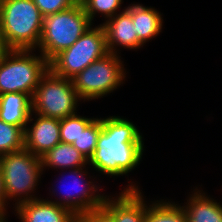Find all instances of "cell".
<instances>
[{
	"label": "cell",
	"mask_w": 222,
	"mask_h": 222,
	"mask_svg": "<svg viewBox=\"0 0 222 222\" xmlns=\"http://www.w3.org/2000/svg\"><path fill=\"white\" fill-rule=\"evenodd\" d=\"M42 170L46 168L70 170L87 167L88 160L72 144L59 142L41 156Z\"/></svg>",
	"instance_id": "cell-17"
},
{
	"label": "cell",
	"mask_w": 222,
	"mask_h": 222,
	"mask_svg": "<svg viewBox=\"0 0 222 222\" xmlns=\"http://www.w3.org/2000/svg\"><path fill=\"white\" fill-rule=\"evenodd\" d=\"M68 174L73 180V185L69 186L68 189L65 186L63 188L64 192H59V194L62 195L59 197L57 195V198L59 199H56L55 197L54 201L52 199L48 201L54 202L57 205L64 206L77 215L102 207L106 195L105 193L99 194L101 190L100 185H98L94 180L89 179L92 176L89 175L90 173H88L86 167L70 169Z\"/></svg>",
	"instance_id": "cell-9"
},
{
	"label": "cell",
	"mask_w": 222,
	"mask_h": 222,
	"mask_svg": "<svg viewBox=\"0 0 222 222\" xmlns=\"http://www.w3.org/2000/svg\"><path fill=\"white\" fill-rule=\"evenodd\" d=\"M20 222H78V215L47 199L38 198L14 208Z\"/></svg>",
	"instance_id": "cell-13"
},
{
	"label": "cell",
	"mask_w": 222,
	"mask_h": 222,
	"mask_svg": "<svg viewBox=\"0 0 222 222\" xmlns=\"http://www.w3.org/2000/svg\"><path fill=\"white\" fill-rule=\"evenodd\" d=\"M43 16L33 0H0V21L10 49L37 50Z\"/></svg>",
	"instance_id": "cell-2"
},
{
	"label": "cell",
	"mask_w": 222,
	"mask_h": 222,
	"mask_svg": "<svg viewBox=\"0 0 222 222\" xmlns=\"http://www.w3.org/2000/svg\"><path fill=\"white\" fill-rule=\"evenodd\" d=\"M123 63L119 54L109 52L77 73L71 80L79 98L91 101L114 92L127 76Z\"/></svg>",
	"instance_id": "cell-6"
},
{
	"label": "cell",
	"mask_w": 222,
	"mask_h": 222,
	"mask_svg": "<svg viewBox=\"0 0 222 222\" xmlns=\"http://www.w3.org/2000/svg\"><path fill=\"white\" fill-rule=\"evenodd\" d=\"M94 119V117L88 118L78 114L60 119L61 142L72 144Z\"/></svg>",
	"instance_id": "cell-21"
},
{
	"label": "cell",
	"mask_w": 222,
	"mask_h": 222,
	"mask_svg": "<svg viewBox=\"0 0 222 222\" xmlns=\"http://www.w3.org/2000/svg\"><path fill=\"white\" fill-rule=\"evenodd\" d=\"M7 206H8V201L5 193L4 179L2 176V169L0 165V215L1 216H7L6 215L8 213Z\"/></svg>",
	"instance_id": "cell-25"
},
{
	"label": "cell",
	"mask_w": 222,
	"mask_h": 222,
	"mask_svg": "<svg viewBox=\"0 0 222 222\" xmlns=\"http://www.w3.org/2000/svg\"><path fill=\"white\" fill-rule=\"evenodd\" d=\"M8 217L7 216H1L0 217V222H8ZM7 220V221H6Z\"/></svg>",
	"instance_id": "cell-27"
},
{
	"label": "cell",
	"mask_w": 222,
	"mask_h": 222,
	"mask_svg": "<svg viewBox=\"0 0 222 222\" xmlns=\"http://www.w3.org/2000/svg\"><path fill=\"white\" fill-rule=\"evenodd\" d=\"M194 191V192H193ZM183 205L187 222H222V205L197 187Z\"/></svg>",
	"instance_id": "cell-14"
},
{
	"label": "cell",
	"mask_w": 222,
	"mask_h": 222,
	"mask_svg": "<svg viewBox=\"0 0 222 222\" xmlns=\"http://www.w3.org/2000/svg\"><path fill=\"white\" fill-rule=\"evenodd\" d=\"M85 13L88 15L91 23H94L96 14H102L107 21L109 18L114 17L117 13H120L123 0H79Z\"/></svg>",
	"instance_id": "cell-22"
},
{
	"label": "cell",
	"mask_w": 222,
	"mask_h": 222,
	"mask_svg": "<svg viewBox=\"0 0 222 222\" xmlns=\"http://www.w3.org/2000/svg\"><path fill=\"white\" fill-rule=\"evenodd\" d=\"M35 50L10 49L0 57V95L22 92L30 96L48 71L49 62Z\"/></svg>",
	"instance_id": "cell-5"
},
{
	"label": "cell",
	"mask_w": 222,
	"mask_h": 222,
	"mask_svg": "<svg viewBox=\"0 0 222 222\" xmlns=\"http://www.w3.org/2000/svg\"><path fill=\"white\" fill-rule=\"evenodd\" d=\"M0 165L8 204L14 199L13 208H16L21 203L41 198L34 194L43 174L41 157L24 148L0 156Z\"/></svg>",
	"instance_id": "cell-4"
},
{
	"label": "cell",
	"mask_w": 222,
	"mask_h": 222,
	"mask_svg": "<svg viewBox=\"0 0 222 222\" xmlns=\"http://www.w3.org/2000/svg\"><path fill=\"white\" fill-rule=\"evenodd\" d=\"M24 149V130L0 119V156Z\"/></svg>",
	"instance_id": "cell-19"
},
{
	"label": "cell",
	"mask_w": 222,
	"mask_h": 222,
	"mask_svg": "<svg viewBox=\"0 0 222 222\" xmlns=\"http://www.w3.org/2000/svg\"><path fill=\"white\" fill-rule=\"evenodd\" d=\"M32 113V98L25 93L0 95V119L21 127L24 131Z\"/></svg>",
	"instance_id": "cell-16"
},
{
	"label": "cell",
	"mask_w": 222,
	"mask_h": 222,
	"mask_svg": "<svg viewBox=\"0 0 222 222\" xmlns=\"http://www.w3.org/2000/svg\"><path fill=\"white\" fill-rule=\"evenodd\" d=\"M28 123H32V125H26L24 131V148L32 154L41 157L61 142L60 119L44 117L32 112Z\"/></svg>",
	"instance_id": "cell-11"
},
{
	"label": "cell",
	"mask_w": 222,
	"mask_h": 222,
	"mask_svg": "<svg viewBox=\"0 0 222 222\" xmlns=\"http://www.w3.org/2000/svg\"><path fill=\"white\" fill-rule=\"evenodd\" d=\"M147 202L145 222H187L183 206L166 199ZM153 202V203H152Z\"/></svg>",
	"instance_id": "cell-18"
},
{
	"label": "cell",
	"mask_w": 222,
	"mask_h": 222,
	"mask_svg": "<svg viewBox=\"0 0 222 222\" xmlns=\"http://www.w3.org/2000/svg\"><path fill=\"white\" fill-rule=\"evenodd\" d=\"M78 222H114V220L103 207H100L79 214Z\"/></svg>",
	"instance_id": "cell-24"
},
{
	"label": "cell",
	"mask_w": 222,
	"mask_h": 222,
	"mask_svg": "<svg viewBox=\"0 0 222 222\" xmlns=\"http://www.w3.org/2000/svg\"><path fill=\"white\" fill-rule=\"evenodd\" d=\"M101 25L105 31L107 49L111 53L120 54L118 51L120 47L137 50L144 46L138 39L131 15L125 7Z\"/></svg>",
	"instance_id": "cell-12"
},
{
	"label": "cell",
	"mask_w": 222,
	"mask_h": 222,
	"mask_svg": "<svg viewBox=\"0 0 222 222\" xmlns=\"http://www.w3.org/2000/svg\"><path fill=\"white\" fill-rule=\"evenodd\" d=\"M125 10L131 15L138 39L144 45L162 32L164 20L162 14L154 7L131 3Z\"/></svg>",
	"instance_id": "cell-15"
},
{
	"label": "cell",
	"mask_w": 222,
	"mask_h": 222,
	"mask_svg": "<svg viewBox=\"0 0 222 222\" xmlns=\"http://www.w3.org/2000/svg\"><path fill=\"white\" fill-rule=\"evenodd\" d=\"M108 53L103 26H90L71 47L49 62V69L60 77L71 79Z\"/></svg>",
	"instance_id": "cell-8"
},
{
	"label": "cell",
	"mask_w": 222,
	"mask_h": 222,
	"mask_svg": "<svg viewBox=\"0 0 222 222\" xmlns=\"http://www.w3.org/2000/svg\"><path fill=\"white\" fill-rule=\"evenodd\" d=\"M10 48L5 42L4 35H3V30L1 27V21H0V57L6 54Z\"/></svg>",
	"instance_id": "cell-26"
},
{
	"label": "cell",
	"mask_w": 222,
	"mask_h": 222,
	"mask_svg": "<svg viewBox=\"0 0 222 222\" xmlns=\"http://www.w3.org/2000/svg\"><path fill=\"white\" fill-rule=\"evenodd\" d=\"M90 26L94 25L78 1L68 9L43 18L37 49L50 62L57 54L71 47Z\"/></svg>",
	"instance_id": "cell-3"
},
{
	"label": "cell",
	"mask_w": 222,
	"mask_h": 222,
	"mask_svg": "<svg viewBox=\"0 0 222 222\" xmlns=\"http://www.w3.org/2000/svg\"><path fill=\"white\" fill-rule=\"evenodd\" d=\"M43 17L58 13L75 5L79 0H33Z\"/></svg>",
	"instance_id": "cell-23"
},
{
	"label": "cell",
	"mask_w": 222,
	"mask_h": 222,
	"mask_svg": "<svg viewBox=\"0 0 222 222\" xmlns=\"http://www.w3.org/2000/svg\"><path fill=\"white\" fill-rule=\"evenodd\" d=\"M79 101L82 100L75 91L72 80L60 77L48 69L32 97V112L62 119L77 114Z\"/></svg>",
	"instance_id": "cell-7"
},
{
	"label": "cell",
	"mask_w": 222,
	"mask_h": 222,
	"mask_svg": "<svg viewBox=\"0 0 222 222\" xmlns=\"http://www.w3.org/2000/svg\"><path fill=\"white\" fill-rule=\"evenodd\" d=\"M143 139L130 120L115 115L102 118V131L88 165L102 175L128 176L142 160Z\"/></svg>",
	"instance_id": "cell-1"
},
{
	"label": "cell",
	"mask_w": 222,
	"mask_h": 222,
	"mask_svg": "<svg viewBox=\"0 0 222 222\" xmlns=\"http://www.w3.org/2000/svg\"><path fill=\"white\" fill-rule=\"evenodd\" d=\"M117 197L106 195L102 207L112 216L114 222H145L146 198L135 182H128Z\"/></svg>",
	"instance_id": "cell-10"
},
{
	"label": "cell",
	"mask_w": 222,
	"mask_h": 222,
	"mask_svg": "<svg viewBox=\"0 0 222 222\" xmlns=\"http://www.w3.org/2000/svg\"><path fill=\"white\" fill-rule=\"evenodd\" d=\"M102 131V118L96 117L85 129L81 132L77 140L72 145L77 148L80 153L89 161L97 146V140Z\"/></svg>",
	"instance_id": "cell-20"
}]
</instances>
